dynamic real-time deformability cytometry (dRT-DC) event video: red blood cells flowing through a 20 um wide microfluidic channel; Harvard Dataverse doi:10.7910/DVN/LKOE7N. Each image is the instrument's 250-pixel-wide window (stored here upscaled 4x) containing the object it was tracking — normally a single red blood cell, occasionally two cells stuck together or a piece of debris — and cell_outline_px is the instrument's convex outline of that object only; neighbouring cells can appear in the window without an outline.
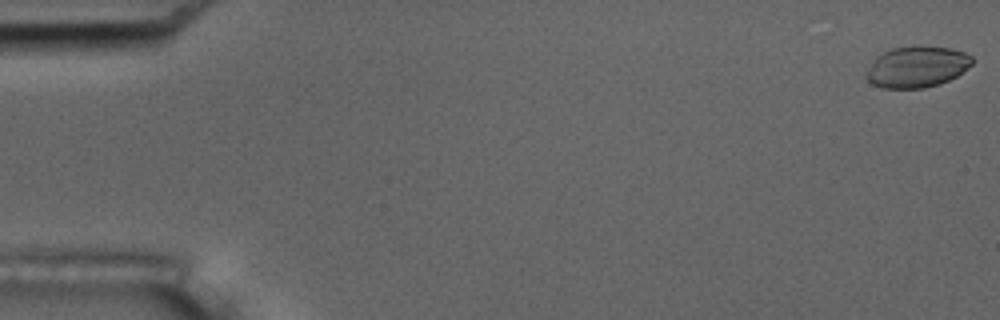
{"species": "common noctule bat (a hibernating species)", "species_latin": "Nyctalus noctula", "temperature_condition": "room temperature", "stored_images_in_passage": 15, "camera_frame_rate_fps": 3000, "um_per_image_px": 0.085, "animal": {"sex": "male", "body_mass_g": 17.5, "forearm_length_mm": 52.3}, "frame": {"image": 1, "passage_image": 1, "time_ms": 0.0, "image_size_px": [1000, 320], "cell_outline_px": [[972, 64], [956, 76], [940, 84], [924, 88], [884, 88], [872, 84], [864, 76], [868, 68], [876, 56], [892, 48], [952, 48], [964, 52], [972, 56]], "centroid_in_image_um": [77.91, 5.72], "position_along_channel_um": 7.1, "area_um2": 24.85}}
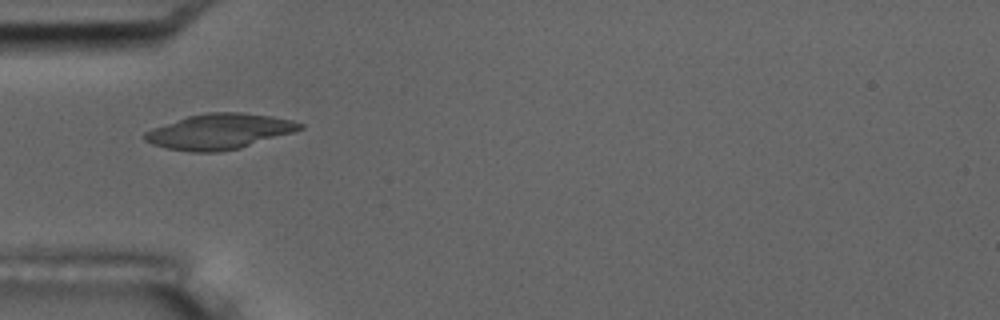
{"frame": {"image": 2, "passage_image": 5, "time_ms": 1.333, "image_size_px": [1000, 320], "cell_outline_px": [[304, 128], [296, 132], [240, 148], [220, 152], [192, 152], [164, 148], [152, 144], [144, 140], [144, 132], [152, 128], [188, 116], [208, 112], [240, 112], [272, 116], [292, 120], [304, 124]], "centroid_in_image_um": [18.67, 11.18], "position_along_channel_um": 66.3, "area_um2": 32.19}}